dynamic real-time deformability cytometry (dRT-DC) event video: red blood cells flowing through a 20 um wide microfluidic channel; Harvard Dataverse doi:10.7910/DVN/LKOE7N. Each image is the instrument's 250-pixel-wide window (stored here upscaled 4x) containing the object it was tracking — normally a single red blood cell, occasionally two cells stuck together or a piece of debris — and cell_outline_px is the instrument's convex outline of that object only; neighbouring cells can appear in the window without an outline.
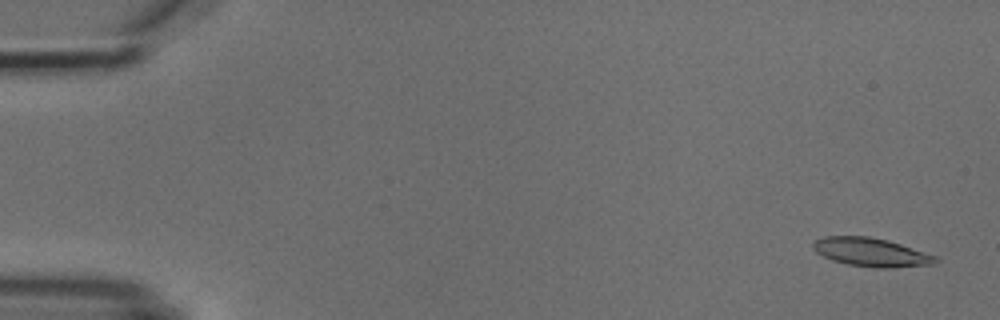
{"species": "common noctule bat (a hibernating species)", "species_latin": "Nyctalus noctula", "temperature_condition": "cold", "stored_images_in_passage": 5, "camera_frame_rate_fps": 3000, "um_per_image_px": 0.085, "animal": {"sex": "male", "body_mass_g": 18.8}, "frame": {"image": 1, "passage_image": 1, "time_ms": 0.0, "image_size_px": [1000, 320], "cell_outline_px": [[940, 260], [936, 264], [892, 268], [872, 268], [848, 264], [832, 260], [816, 252], [812, 248], [812, 244], [816, 240], [824, 236], [868, 236], [888, 240], [936, 256]], "centroid_in_image_um": [74.06, 21.45], "position_along_channel_um": 10.9, "area_um2": 20.46}}
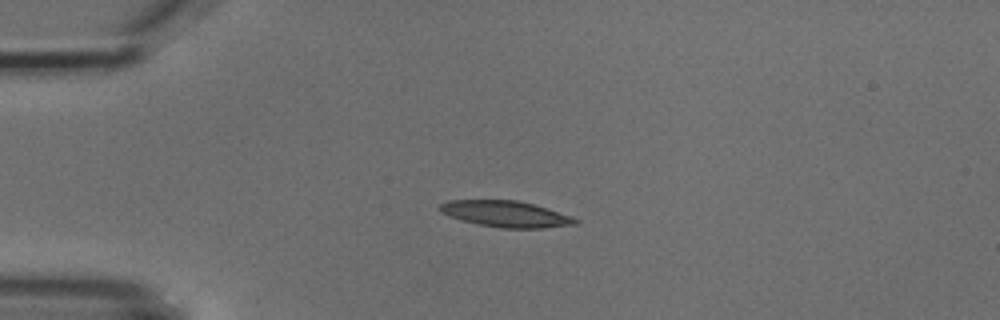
{"frame": {"image": 2, "passage_image": 4, "time_ms": 3.667, "image_size_px": [1000, 320], "cell_outline_px": [[580, 220], [576, 224], [544, 228], [500, 228], [460, 220], [448, 216], [440, 212], [436, 208], [440, 204], [448, 200], [516, 200], [532, 204], [572, 216]], "centroid_in_image_um": [42.94, 18.19], "position_along_channel_um": 42.1, "area_um2": 20.69}}